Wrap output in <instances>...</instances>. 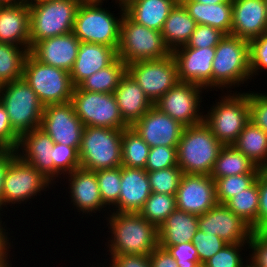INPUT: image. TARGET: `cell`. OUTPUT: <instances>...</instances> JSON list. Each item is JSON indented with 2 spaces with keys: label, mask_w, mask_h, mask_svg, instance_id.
Instances as JSON below:
<instances>
[{
  "label": "cell",
  "mask_w": 267,
  "mask_h": 267,
  "mask_svg": "<svg viewBox=\"0 0 267 267\" xmlns=\"http://www.w3.org/2000/svg\"><path fill=\"white\" fill-rule=\"evenodd\" d=\"M111 213V214H110ZM107 212L111 238L107 241L109 256L149 255L159 246L158 228L139 213Z\"/></svg>",
  "instance_id": "1"
},
{
  "label": "cell",
  "mask_w": 267,
  "mask_h": 267,
  "mask_svg": "<svg viewBox=\"0 0 267 267\" xmlns=\"http://www.w3.org/2000/svg\"><path fill=\"white\" fill-rule=\"evenodd\" d=\"M223 146L204 121L187 126L177 145L178 167L184 174L210 175Z\"/></svg>",
  "instance_id": "2"
},
{
  "label": "cell",
  "mask_w": 267,
  "mask_h": 267,
  "mask_svg": "<svg viewBox=\"0 0 267 267\" xmlns=\"http://www.w3.org/2000/svg\"><path fill=\"white\" fill-rule=\"evenodd\" d=\"M250 42L233 35H225L215 47L212 62V89L235 88L249 83ZM216 87V88H215ZM226 87V88H225Z\"/></svg>",
  "instance_id": "3"
},
{
  "label": "cell",
  "mask_w": 267,
  "mask_h": 267,
  "mask_svg": "<svg viewBox=\"0 0 267 267\" xmlns=\"http://www.w3.org/2000/svg\"><path fill=\"white\" fill-rule=\"evenodd\" d=\"M79 0H30V48L43 39L73 31Z\"/></svg>",
  "instance_id": "4"
},
{
  "label": "cell",
  "mask_w": 267,
  "mask_h": 267,
  "mask_svg": "<svg viewBox=\"0 0 267 267\" xmlns=\"http://www.w3.org/2000/svg\"><path fill=\"white\" fill-rule=\"evenodd\" d=\"M119 16L102 7V3H80L73 26V34L80 42L102 44L116 51L120 40L121 21L125 9L119 7ZM119 17V18H118Z\"/></svg>",
  "instance_id": "5"
},
{
  "label": "cell",
  "mask_w": 267,
  "mask_h": 267,
  "mask_svg": "<svg viewBox=\"0 0 267 267\" xmlns=\"http://www.w3.org/2000/svg\"><path fill=\"white\" fill-rule=\"evenodd\" d=\"M226 92L204 114L203 121L219 142L232 145L250 121L249 97L248 92Z\"/></svg>",
  "instance_id": "6"
},
{
  "label": "cell",
  "mask_w": 267,
  "mask_h": 267,
  "mask_svg": "<svg viewBox=\"0 0 267 267\" xmlns=\"http://www.w3.org/2000/svg\"><path fill=\"white\" fill-rule=\"evenodd\" d=\"M0 102L19 136L40 127L44 105L23 78L0 86Z\"/></svg>",
  "instance_id": "7"
},
{
  "label": "cell",
  "mask_w": 267,
  "mask_h": 267,
  "mask_svg": "<svg viewBox=\"0 0 267 267\" xmlns=\"http://www.w3.org/2000/svg\"><path fill=\"white\" fill-rule=\"evenodd\" d=\"M123 130L84 127L79 148L80 167L97 171L121 166Z\"/></svg>",
  "instance_id": "8"
},
{
  "label": "cell",
  "mask_w": 267,
  "mask_h": 267,
  "mask_svg": "<svg viewBox=\"0 0 267 267\" xmlns=\"http://www.w3.org/2000/svg\"><path fill=\"white\" fill-rule=\"evenodd\" d=\"M171 53L160 31L138 24L124 14L117 57L126 65L136 61L163 58Z\"/></svg>",
  "instance_id": "9"
},
{
  "label": "cell",
  "mask_w": 267,
  "mask_h": 267,
  "mask_svg": "<svg viewBox=\"0 0 267 267\" xmlns=\"http://www.w3.org/2000/svg\"><path fill=\"white\" fill-rule=\"evenodd\" d=\"M22 78L44 106L71 102L74 85L69 72L41 63L30 53L25 58Z\"/></svg>",
  "instance_id": "10"
},
{
  "label": "cell",
  "mask_w": 267,
  "mask_h": 267,
  "mask_svg": "<svg viewBox=\"0 0 267 267\" xmlns=\"http://www.w3.org/2000/svg\"><path fill=\"white\" fill-rule=\"evenodd\" d=\"M53 183L35 167L23 161L17 154L10 160L2 186L1 211L10 204L27 203L41 191H47ZM34 196V197H33Z\"/></svg>",
  "instance_id": "11"
},
{
  "label": "cell",
  "mask_w": 267,
  "mask_h": 267,
  "mask_svg": "<svg viewBox=\"0 0 267 267\" xmlns=\"http://www.w3.org/2000/svg\"><path fill=\"white\" fill-rule=\"evenodd\" d=\"M71 103L84 126L124 130L123 120L114 93H96L74 87Z\"/></svg>",
  "instance_id": "12"
},
{
  "label": "cell",
  "mask_w": 267,
  "mask_h": 267,
  "mask_svg": "<svg viewBox=\"0 0 267 267\" xmlns=\"http://www.w3.org/2000/svg\"><path fill=\"white\" fill-rule=\"evenodd\" d=\"M127 73L153 104L179 82L172 53L159 59L130 63L127 65Z\"/></svg>",
  "instance_id": "13"
},
{
  "label": "cell",
  "mask_w": 267,
  "mask_h": 267,
  "mask_svg": "<svg viewBox=\"0 0 267 267\" xmlns=\"http://www.w3.org/2000/svg\"><path fill=\"white\" fill-rule=\"evenodd\" d=\"M206 90L195 83L178 82L154 106L183 126L197 125L204 120L201 110L202 92Z\"/></svg>",
  "instance_id": "14"
},
{
  "label": "cell",
  "mask_w": 267,
  "mask_h": 267,
  "mask_svg": "<svg viewBox=\"0 0 267 267\" xmlns=\"http://www.w3.org/2000/svg\"><path fill=\"white\" fill-rule=\"evenodd\" d=\"M84 127L71 102L44 106L40 128L54 143L75 147L79 151Z\"/></svg>",
  "instance_id": "15"
},
{
  "label": "cell",
  "mask_w": 267,
  "mask_h": 267,
  "mask_svg": "<svg viewBox=\"0 0 267 267\" xmlns=\"http://www.w3.org/2000/svg\"><path fill=\"white\" fill-rule=\"evenodd\" d=\"M198 228L205 234L217 235L228 244L248 243L252 228L225 204H216L198 216Z\"/></svg>",
  "instance_id": "16"
},
{
  "label": "cell",
  "mask_w": 267,
  "mask_h": 267,
  "mask_svg": "<svg viewBox=\"0 0 267 267\" xmlns=\"http://www.w3.org/2000/svg\"><path fill=\"white\" fill-rule=\"evenodd\" d=\"M175 196L177 209L197 216L217 204L215 181L210 175L183 173Z\"/></svg>",
  "instance_id": "17"
},
{
  "label": "cell",
  "mask_w": 267,
  "mask_h": 267,
  "mask_svg": "<svg viewBox=\"0 0 267 267\" xmlns=\"http://www.w3.org/2000/svg\"><path fill=\"white\" fill-rule=\"evenodd\" d=\"M131 127L149 147H177L185 128L154 105Z\"/></svg>",
  "instance_id": "18"
},
{
  "label": "cell",
  "mask_w": 267,
  "mask_h": 267,
  "mask_svg": "<svg viewBox=\"0 0 267 267\" xmlns=\"http://www.w3.org/2000/svg\"><path fill=\"white\" fill-rule=\"evenodd\" d=\"M176 61L179 82L195 83L207 92L212 88V62L215 47H179L172 51Z\"/></svg>",
  "instance_id": "19"
},
{
  "label": "cell",
  "mask_w": 267,
  "mask_h": 267,
  "mask_svg": "<svg viewBox=\"0 0 267 267\" xmlns=\"http://www.w3.org/2000/svg\"><path fill=\"white\" fill-rule=\"evenodd\" d=\"M267 34L266 0H232L231 35L247 41Z\"/></svg>",
  "instance_id": "20"
},
{
  "label": "cell",
  "mask_w": 267,
  "mask_h": 267,
  "mask_svg": "<svg viewBox=\"0 0 267 267\" xmlns=\"http://www.w3.org/2000/svg\"><path fill=\"white\" fill-rule=\"evenodd\" d=\"M80 40L70 32L36 42L29 53L41 63L70 72L77 58Z\"/></svg>",
  "instance_id": "21"
},
{
  "label": "cell",
  "mask_w": 267,
  "mask_h": 267,
  "mask_svg": "<svg viewBox=\"0 0 267 267\" xmlns=\"http://www.w3.org/2000/svg\"><path fill=\"white\" fill-rule=\"evenodd\" d=\"M54 141L40 127L20 136L16 154L53 183ZM22 149V151H21Z\"/></svg>",
  "instance_id": "22"
},
{
  "label": "cell",
  "mask_w": 267,
  "mask_h": 267,
  "mask_svg": "<svg viewBox=\"0 0 267 267\" xmlns=\"http://www.w3.org/2000/svg\"><path fill=\"white\" fill-rule=\"evenodd\" d=\"M66 176L65 179L68 178L69 183L70 202L73 203V207H76L74 209L92 216L91 213L107 208L100 196L96 171L79 167Z\"/></svg>",
  "instance_id": "23"
},
{
  "label": "cell",
  "mask_w": 267,
  "mask_h": 267,
  "mask_svg": "<svg viewBox=\"0 0 267 267\" xmlns=\"http://www.w3.org/2000/svg\"><path fill=\"white\" fill-rule=\"evenodd\" d=\"M151 193L145 169L121 166L120 196L117 204L111 209L113 212L139 213Z\"/></svg>",
  "instance_id": "24"
},
{
  "label": "cell",
  "mask_w": 267,
  "mask_h": 267,
  "mask_svg": "<svg viewBox=\"0 0 267 267\" xmlns=\"http://www.w3.org/2000/svg\"><path fill=\"white\" fill-rule=\"evenodd\" d=\"M29 3L1 5L0 42L30 50Z\"/></svg>",
  "instance_id": "25"
},
{
  "label": "cell",
  "mask_w": 267,
  "mask_h": 267,
  "mask_svg": "<svg viewBox=\"0 0 267 267\" xmlns=\"http://www.w3.org/2000/svg\"><path fill=\"white\" fill-rule=\"evenodd\" d=\"M116 58L117 51L113 47L80 42L77 58L69 72L72 84L77 87L93 73L109 66Z\"/></svg>",
  "instance_id": "26"
},
{
  "label": "cell",
  "mask_w": 267,
  "mask_h": 267,
  "mask_svg": "<svg viewBox=\"0 0 267 267\" xmlns=\"http://www.w3.org/2000/svg\"><path fill=\"white\" fill-rule=\"evenodd\" d=\"M123 120L132 126L154 105L141 87L126 72L114 91Z\"/></svg>",
  "instance_id": "27"
},
{
  "label": "cell",
  "mask_w": 267,
  "mask_h": 267,
  "mask_svg": "<svg viewBox=\"0 0 267 267\" xmlns=\"http://www.w3.org/2000/svg\"><path fill=\"white\" fill-rule=\"evenodd\" d=\"M198 229L197 215L176 209L158 228L159 246H174L192 242Z\"/></svg>",
  "instance_id": "28"
},
{
  "label": "cell",
  "mask_w": 267,
  "mask_h": 267,
  "mask_svg": "<svg viewBox=\"0 0 267 267\" xmlns=\"http://www.w3.org/2000/svg\"><path fill=\"white\" fill-rule=\"evenodd\" d=\"M196 24L209 25L225 35L231 34L232 2L206 5L192 0H180Z\"/></svg>",
  "instance_id": "29"
},
{
  "label": "cell",
  "mask_w": 267,
  "mask_h": 267,
  "mask_svg": "<svg viewBox=\"0 0 267 267\" xmlns=\"http://www.w3.org/2000/svg\"><path fill=\"white\" fill-rule=\"evenodd\" d=\"M179 0H136L125 8V13L136 23L162 30L170 11Z\"/></svg>",
  "instance_id": "30"
},
{
  "label": "cell",
  "mask_w": 267,
  "mask_h": 267,
  "mask_svg": "<svg viewBox=\"0 0 267 267\" xmlns=\"http://www.w3.org/2000/svg\"><path fill=\"white\" fill-rule=\"evenodd\" d=\"M195 20L178 1L172 8L161 30L166 46L173 50L186 45L196 27Z\"/></svg>",
  "instance_id": "31"
},
{
  "label": "cell",
  "mask_w": 267,
  "mask_h": 267,
  "mask_svg": "<svg viewBox=\"0 0 267 267\" xmlns=\"http://www.w3.org/2000/svg\"><path fill=\"white\" fill-rule=\"evenodd\" d=\"M260 170V167H257L233 145H224L217 156L210 176L215 180L233 175L259 174Z\"/></svg>",
  "instance_id": "32"
},
{
  "label": "cell",
  "mask_w": 267,
  "mask_h": 267,
  "mask_svg": "<svg viewBox=\"0 0 267 267\" xmlns=\"http://www.w3.org/2000/svg\"><path fill=\"white\" fill-rule=\"evenodd\" d=\"M257 167L267 168V133L249 121L232 144Z\"/></svg>",
  "instance_id": "33"
},
{
  "label": "cell",
  "mask_w": 267,
  "mask_h": 267,
  "mask_svg": "<svg viewBox=\"0 0 267 267\" xmlns=\"http://www.w3.org/2000/svg\"><path fill=\"white\" fill-rule=\"evenodd\" d=\"M126 72L127 65L117 57L109 66L83 80L78 87L84 91L114 93Z\"/></svg>",
  "instance_id": "34"
},
{
  "label": "cell",
  "mask_w": 267,
  "mask_h": 267,
  "mask_svg": "<svg viewBox=\"0 0 267 267\" xmlns=\"http://www.w3.org/2000/svg\"><path fill=\"white\" fill-rule=\"evenodd\" d=\"M225 205L245 221L253 231H258L259 191L258 176L247 189L229 199Z\"/></svg>",
  "instance_id": "35"
},
{
  "label": "cell",
  "mask_w": 267,
  "mask_h": 267,
  "mask_svg": "<svg viewBox=\"0 0 267 267\" xmlns=\"http://www.w3.org/2000/svg\"><path fill=\"white\" fill-rule=\"evenodd\" d=\"M29 50L0 42V86L21 79Z\"/></svg>",
  "instance_id": "36"
},
{
  "label": "cell",
  "mask_w": 267,
  "mask_h": 267,
  "mask_svg": "<svg viewBox=\"0 0 267 267\" xmlns=\"http://www.w3.org/2000/svg\"><path fill=\"white\" fill-rule=\"evenodd\" d=\"M149 151L150 147L131 126L123 130L121 166L145 169Z\"/></svg>",
  "instance_id": "37"
},
{
  "label": "cell",
  "mask_w": 267,
  "mask_h": 267,
  "mask_svg": "<svg viewBox=\"0 0 267 267\" xmlns=\"http://www.w3.org/2000/svg\"><path fill=\"white\" fill-rule=\"evenodd\" d=\"M176 209L175 195L152 192L139 211V214L159 228Z\"/></svg>",
  "instance_id": "38"
},
{
  "label": "cell",
  "mask_w": 267,
  "mask_h": 267,
  "mask_svg": "<svg viewBox=\"0 0 267 267\" xmlns=\"http://www.w3.org/2000/svg\"><path fill=\"white\" fill-rule=\"evenodd\" d=\"M96 177L103 204L108 206L107 209L114 207L120 196L121 166L97 170Z\"/></svg>",
  "instance_id": "39"
},
{
  "label": "cell",
  "mask_w": 267,
  "mask_h": 267,
  "mask_svg": "<svg viewBox=\"0 0 267 267\" xmlns=\"http://www.w3.org/2000/svg\"><path fill=\"white\" fill-rule=\"evenodd\" d=\"M258 174H241L215 179L216 201L225 204L236 194L249 188L257 179Z\"/></svg>",
  "instance_id": "40"
},
{
  "label": "cell",
  "mask_w": 267,
  "mask_h": 267,
  "mask_svg": "<svg viewBox=\"0 0 267 267\" xmlns=\"http://www.w3.org/2000/svg\"><path fill=\"white\" fill-rule=\"evenodd\" d=\"M53 184L55 179L67 175L80 167L79 151L75 147L55 143L53 146ZM63 173V174H62ZM60 175V176H59Z\"/></svg>",
  "instance_id": "41"
},
{
  "label": "cell",
  "mask_w": 267,
  "mask_h": 267,
  "mask_svg": "<svg viewBox=\"0 0 267 267\" xmlns=\"http://www.w3.org/2000/svg\"><path fill=\"white\" fill-rule=\"evenodd\" d=\"M147 174L152 192L176 195L183 172L177 165Z\"/></svg>",
  "instance_id": "42"
},
{
  "label": "cell",
  "mask_w": 267,
  "mask_h": 267,
  "mask_svg": "<svg viewBox=\"0 0 267 267\" xmlns=\"http://www.w3.org/2000/svg\"><path fill=\"white\" fill-rule=\"evenodd\" d=\"M244 245L249 246V243L225 245L220 251L204 263L205 267H246L242 259L243 257L241 256L242 254H240V252L245 248Z\"/></svg>",
  "instance_id": "43"
},
{
  "label": "cell",
  "mask_w": 267,
  "mask_h": 267,
  "mask_svg": "<svg viewBox=\"0 0 267 267\" xmlns=\"http://www.w3.org/2000/svg\"><path fill=\"white\" fill-rule=\"evenodd\" d=\"M178 165L177 147H150L145 170L158 171Z\"/></svg>",
  "instance_id": "44"
},
{
  "label": "cell",
  "mask_w": 267,
  "mask_h": 267,
  "mask_svg": "<svg viewBox=\"0 0 267 267\" xmlns=\"http://www.w3.org/2000/svg\"><path fill=\"white\" fill-rule=\"evenodd\" d=\"M192 243L197 250L200 264H204L208 259L228 244L219 236L205 234L200 229H198L193 236Z\"/></svg>",
  "instance_id": "45"
},
{
  "label": "cell",
  "mask_w": 267,
  "mask_h": 267,
  "mask_svg": "<svg viewBox=\"0 0 267 267\" xmlns=\"http://www.w3.org/2000/svg\"><path fill=\"white\" fill-rule=\"evenodd\" d=\"M224 36L225 34L219 29L213 28L209 25L197 24L186 45L181 47H216Z\"/></svg>",
  "instance_id": "46"
},
{
  "label": "cell",
  "mask_w": 267,
  "mask_h": 267,
  "mask_svg": "<svg viewBox=\"0 0 267 267\" xmlns=\"http://www.w3.org/2000/svg\"><path fill=\"white\" fill-rule=\"evenodd\" d=\"M159 247L166 249L176 260L179 267H196L197 265H200L197 250L192 242Z\"/></svg>",
  "instance_id": "47"
},
{
  "label": "cell",
  "mask_w": 267,
  "mask_h": 267,
  "mask_svg": "<svg viewBox=\"0 0 267 267\" xmlns=\"http://www.w3.org/2000/svg\"><path fill=\"white\" fill-rule=\"evenodd\" d=\"M262 69H267V34L250 41L251 78L263 72Z\"/></svg>",
  "instance_id": "48"
},
{
  "label": "cell",
  "mask_w": 267,
  "mask_h": 267,
  "mask_svg": "<svg viewBox=\"0 0 267 267\" xmlns=\"http://www.w3.org/2000/svg\"><path fill=\"white\" fill-rule=\"evenodd\" d=\"M250 121L267 133V93L248 91Z\"/></svg>",
  "instance_id": "49"
},
{
  "label": "cell",
  "mask_w": 267,
  "mask_h": 267,
  "mask_svg": "<svg viewBox=\"0 0 267 267\" xmlns=\"http://www.w3.org/2000/svg\"><path fill=\"white\" fill-rule=\"evenodd\" d=\"M248 243L249 260L257 267H267V231H253Z\"/></svg>",
  "instance_id": "50"
},
{
  "label": "cell",
  "mask_w": 267,
  "mask_h": 267,
  "mask_svg": "<svg viewBox=\"0 0 267 267\" xmlns=\"http://www.w3.org/2000/svg\"><path fill=\"white\" fill-rule=\"evenodd\" d=\"M20 136L13 130L4 105L0 102V148L16 150Z\"/></svg>",
  "instance_id": "51"
},
{
  "label": "cell",
  "mask_w": 267,
  "mask_h": 267,
  "mask_svg": "<svg viewBox=\"0 0 267 267\" xmlns=\"http://www.w3.org/2000/svg\"><path fill=\"white\" fill-rule=\"evenodd\" d=\"M258 191V231H267V168H261L258 174Z\"/></svg>",
  "instance_id": "52"
},
{
  "label": "cell",
  "mask_w": 267,
  "mask_h": 267,
  "mask_svg": "<svg viewBox=\"0 0 267 267\" xmlns=\"http://www.w3.org/2000/svg\"><path fill=\"white\" fill-rule=\"evenodd\" d=\"M117 267H152L149 255L123 254L110 258Z\"/></svg>",
  "instance_id": "53"
},
{
  "label": "cell",
  "mask_w": 267,
  "mask_h": 267,
  "mask_svg": "<svg viewBox=\"0 0 267 267\" xmlns=\"http://www.w3.org/2000/svg\"><path fill=\"white\" fill-rule=\"evenodd\" d=\"M149 259L152 267H179L171 254L159 246L149 254Z\"/></svg>",
  "instance_id": "54"
},
{
  "label": "cell",
  "mask_w": 267,
  "mask_h": 267,
  "mask_svg": "<svg viewBox=\"0 0 267 267\" xmlns=\"http://www.w3.org/2000/svg\"><path fill=\"white\" fill-rule=\"evenodd\" d=\"M5 227L4 225V227L0 229V267H9L11 265V260H9L10 258L8 256L10 255L9 249L12 245L11 242H9V232H6L7 227L6 229Z\"/></svg>",
  "instance_id": "55"
},
{
  "label": "cell",
  "mask_w": 267,
  "mask_h": 267,
  "mask_svg": "<svg viewBox=\"0 0 267 267\" xmlns=\"http://www.w3.org/2000/svg\"><path fill=\"white\" fill-rule=\"evenodd\" d=\"M16 155V151L8 148H0V211H1V197L2 186L5 171L10 160Z\"/></svg>",
  "instance_id": "56"
},
{
  "label": "cell",
  "mask_w": 267,
  "mask_h": 267,
  "mask_svg": "<svg viewBox=\"0 0 267 267\" xmlns=\"http://www.w3.org/2000/svg\"><path fill=\"white\" fill-rule=\"evenodd\" d=\"M30 0H0L1 5H20L22 3H29Z\"/></svg>",
  "instance_id": "57"
},
{
  "label": "cell",
  "mask_w": 267,
  "mask_h": 267,
  "mask_svg": "<svg viewBox=\"0 0 267 267\" xmlns=\"http://www.w3.org/2000/svg\"><path fill=\"white\" fill-rule=\"evenodd\" d=\"M206 5L219 4L224 2H232V0H192Z\"/></svg>",
  "instance_id": "58"
},
{
  "label": "cell",
  "mask_w": 267,
  "mask_h": 267,
  "mask_svg": "<svg viewBox=\"0 0 267 267\" xmlns=\"http://www.w3.org/2000/svg\"><path fill=\"white\" fill-rule=\"evenodd\" d=\"M136 0H115L116 4L118 3L119 7L126 8L129 4Z\"/></svg>",
  "instance_id": "59"
},
{
  "label": "cell",
  "mask_w": 267,
  "mask_h": 267,
  "mask_svg": "<svg viewBox=\"0 0 267 267\" xmlns=\"http://www.w3.org/2000/svg\"><path fill=\"white\" fill-rule=\"evenodd\" d=\"M80 1V3H104L103 1H105V0H79Z\"/></svg>",
  "instance_id": "60"
},
{
  "label": "cell",
  "mask_w": 267,
  "mask_h": 267,
  "mask_svg": "<svg viewBox=\"0 0 267 267\" xmlns=\"http://www.w3.org/2000/svg\"><path fill=\"white\" fill-rule=\"evenodd\" d=\"M247 261H249V259L245 261L246 262V267H257L251 261L250 262H247Z\"/></svg>",
  "instance_id": "61"
},
{
  "label": "cell",
  "mask_w": 267,
  "mask_h": 267,
  "mask_svg": "<svg viewBox=\"0 0 267 267\" xmlns=\"http://www.w3.org/2000/svg\"><path fill=\"white\" fill-rule=\"evenodd\" d=\"M1 216H2V215H1V212H0V229L4 226V223H5V222H3V224H2ZM1 224H2V225H1Z\"/></svg>",
  "instance_id": "62"
},
{
  "label": "cell",
  "mask_w": 267,
  "mask_h": 267,
  "mask_svg": "<svg viewBox=\"0 0 267 267\" xmlns=\"http://www.w3.org/2000/svg\"><path fill=\"white\" fill-rule=\"evenodd\" d=\"M108 264H110V267H117L112 261Z\"/></svg>",
  "instance_id": "63"
},
{
  "label": "cell",
  "mask_w": 267,
  "mask_h": 267,
  "mask_svg": "<svg viewBox=\"0 0 267 267\" xmlns=\"http://www.w3.org/2000/svg\"><path fill=\"white\" fill-rule=\"evenodd\" d=\"M196 267H205L204 264L197 265Z\"/></svg>",
  "instance_id": "64"
}]
</instances>
